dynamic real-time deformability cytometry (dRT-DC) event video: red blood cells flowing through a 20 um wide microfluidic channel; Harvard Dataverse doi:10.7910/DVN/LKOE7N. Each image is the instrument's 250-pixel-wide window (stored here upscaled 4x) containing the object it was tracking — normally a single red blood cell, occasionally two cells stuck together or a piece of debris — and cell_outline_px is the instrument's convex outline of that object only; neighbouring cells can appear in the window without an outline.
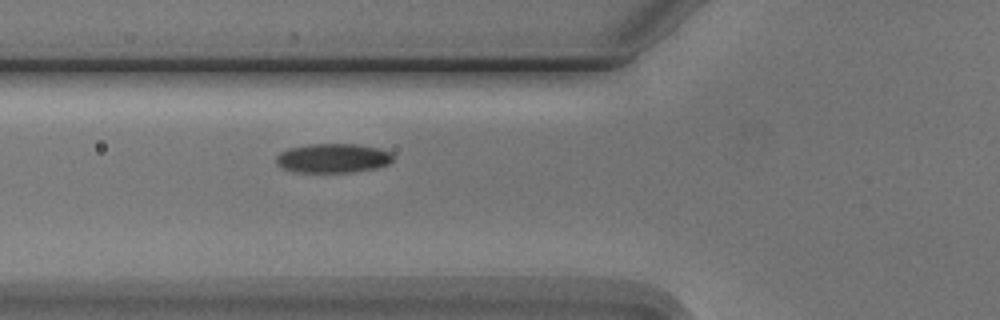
{"species": "Egyptian fruit bat (a non-hibernating species)", "species_latin": "Rousettus aegyptiacus", "temperature_condition": "cold", "stored_images_in_passage": 3, "camera_frame_rate_fps": 3000, "um_per_image_px": 0.085, "animal": {"sex": "male"}, "frame": {"image": 1, "passage_image": 3, "time_ms": 2.333, "image_size_px": [1000, 320], "cell_outline_px": [[392, 160], [388, 164], [376, 168], [352, 172], [296, 172], [284, 168], [276, 164], [276, 156], [280, 152], [288, 148], [308, 144], [356, 144], [380, 148], [392, 152]], "centroid_in_image_um": [28.3, 13.44], "position_along_channel_um": 97.5, "area_um2": 20.0}}